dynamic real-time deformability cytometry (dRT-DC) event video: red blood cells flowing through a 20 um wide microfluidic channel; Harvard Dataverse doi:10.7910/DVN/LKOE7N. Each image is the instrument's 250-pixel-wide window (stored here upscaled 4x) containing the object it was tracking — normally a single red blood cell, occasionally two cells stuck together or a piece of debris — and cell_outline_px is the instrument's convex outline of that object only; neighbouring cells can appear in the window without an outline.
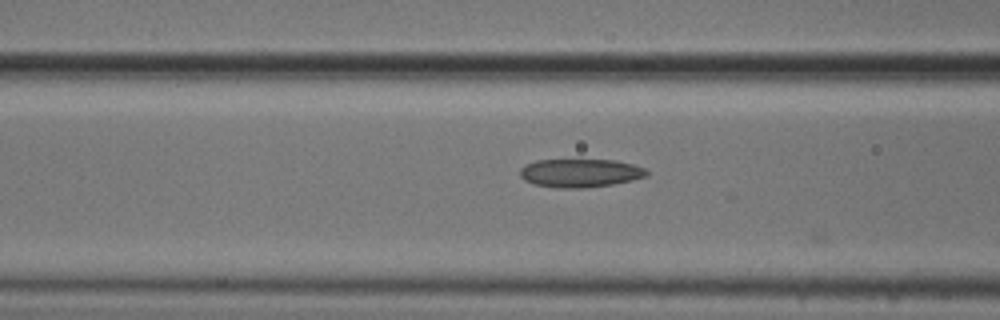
{"species": "common noctule bat (a hibernating species)", "species_latin": "Nyctalus noctula", "temperature_condition": "cold", "stored_images_in_passage": 14, "camera_frame_rate_fps": 3000, "um_per_image_px": 0.085, "animal": {"sex": "male", "body_mass_g": 20.5, "forearm_length_mm": 52.5}, "frame": {"image": 1, "passage_image": 12, "time_ms": 3.667, "image_size_px": [1000, 320], "cell_outline_px": [[648, 176], [632, 180], [612, 184], [584, 188], [556, 188], [536, 184], [524, 180], [520, 176], [520, 168], [524, 164], [536, 160], [616, 160], [632, 164], [644, 168], [648, 172]], "centroid_in_image_um": [49.3, 14.7], "position_along_channel_um": 117.3, "area_um2": 20.98}}